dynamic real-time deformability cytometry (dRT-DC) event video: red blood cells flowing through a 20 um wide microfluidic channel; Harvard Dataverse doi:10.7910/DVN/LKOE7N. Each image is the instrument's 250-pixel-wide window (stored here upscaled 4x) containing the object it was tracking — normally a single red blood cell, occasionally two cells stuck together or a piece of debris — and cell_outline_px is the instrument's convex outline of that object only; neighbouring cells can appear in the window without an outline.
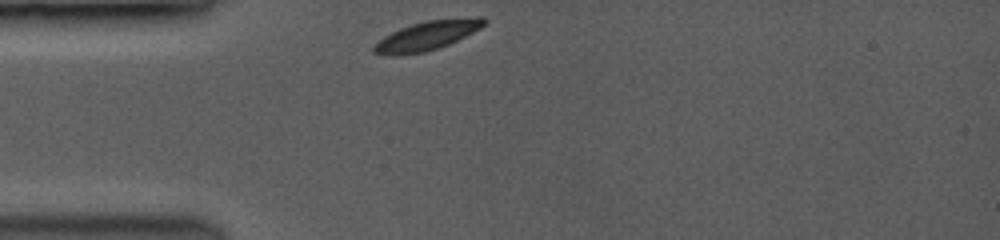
{"species": "common noctule bat (a hibernating species)", "species_latin": "Nyctalus noctula", "temperature_condition": "room temperature", "stored_images_in_passage": 14, "camera_frame_rate_fps": 3500, "um_per_image_px": 0.085, "animal": {"sex": "female", "body_mass_g": 19.0, "forearm_length_mm": 53.3}, "frame": {"image": 1, "passage_image": 1, "time_ms": 0.0, "image_size_px": [1000, 240], "cell_outline_px": [[488, 20], [480, 28], [448, 44], [424, 52], [372, 52], [372, 48], [384, 36], [400, 28], [424, 20], [476, 16], [484, 16]], "centroid_in_image_um": [36.43, 2.94], "position_along_channel_um": 48.6, "area_um2": 17.86}}
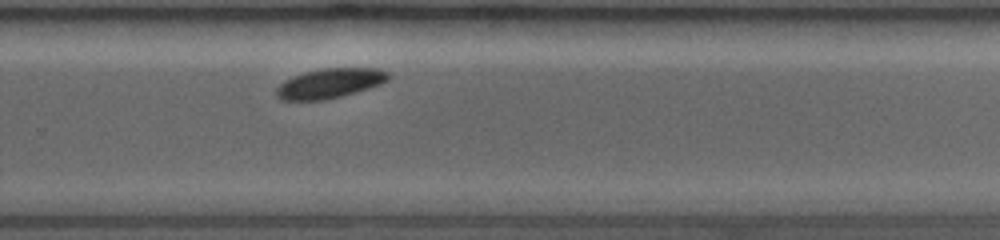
{"frame": {"image": 2, "passage_image": 12, "time_ms": 6.857, "image_size_px": [1000, 240], "cell_outline_px": [[388, 80], [380, 84], [368, 88], [340, 96], [320, 100], [284, 100], [276, 92], [276, 88], [280, 84], [304, 72], [324, 68], [372, 68], [388, 72]], "centroid_in_image_um": [28.05, 7.07], "position_along_channel_um": 301.7, "area_um2": 18.73}}
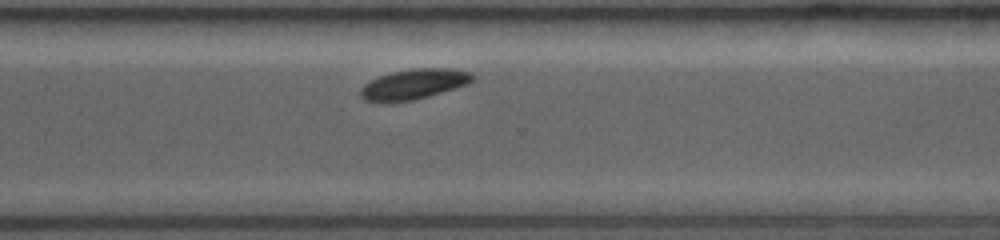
{"frame": {"image": 3, "passage_image": 14, "time_ms": 7.714, "image_size_px": [1000, 240], "cell_outline_px": [[472, 80], [468, 84], [428, 96], [412, 100], [364, 100], [360, 96], [360, 88], [364, 84], [380, 76], [392, 72], [420, 68], [444, 68], [468, 72], [472, 76]], "centroid_in_image_um": [35.17, 7.14], "position_along_channel_um": 335.4, "area_um2": 18.84}}